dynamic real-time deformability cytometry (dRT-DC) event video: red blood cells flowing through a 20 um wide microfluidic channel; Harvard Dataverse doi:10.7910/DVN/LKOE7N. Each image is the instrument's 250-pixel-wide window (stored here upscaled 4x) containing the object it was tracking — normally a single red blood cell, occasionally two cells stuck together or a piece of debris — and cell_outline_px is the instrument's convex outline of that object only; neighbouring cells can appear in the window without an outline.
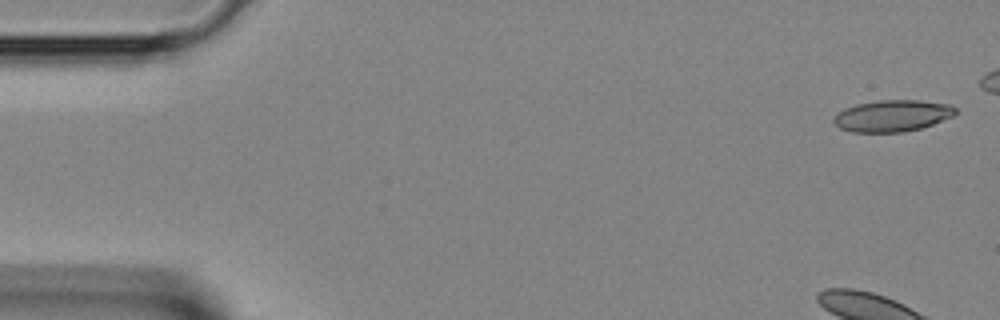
{"species": "Egyptian fruit bat (a non-hibernating species)", "species_latin": "Rousettus aegyptiacus", "temperature_condition": "room temperature", "stored_images_in_passage": 11, "camera_frame_rate_fps": 3000, "um_per_image_px": 0.085, "animal": {"sex": "female"}, "frame": {"image": 1, "passage_image": 1, "time_ms": 0.0, "image_size_px": [1000, 320], "cell_outline_px": [[956, 112], [952, 116], [932, 124], [920, 128], [900, 132], [852, 132], [840, 128], [832, 120], [836, 112], [844, 108], [856, 104], [876, 100], [920, 100], [952, 104], [956, 108]], "centroid_in_image_um": [75.82, 9.82], "position_along_channel_um": 9.2, "area_um2": 22.48}}